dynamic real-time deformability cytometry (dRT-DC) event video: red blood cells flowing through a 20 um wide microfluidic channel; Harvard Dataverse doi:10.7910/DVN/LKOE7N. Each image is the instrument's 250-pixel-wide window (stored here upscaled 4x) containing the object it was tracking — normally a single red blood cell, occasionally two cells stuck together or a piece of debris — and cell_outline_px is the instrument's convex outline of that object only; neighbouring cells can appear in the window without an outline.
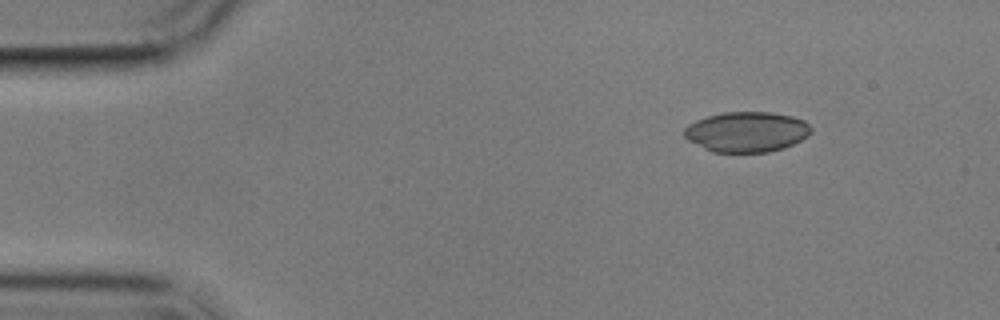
{"species": "common noctule bat (a hibernating species)", "species_latin": "Nyctalus noctula", "temperature_condition": "cold", "stored_images_in_passage": 8, "camera_frame_rate_fps": 3000, "um_per_image_px": 0.085, "animal": {"sex": "male", "body_mass_g": 17.9}, "frame": {"image": 1, "passage_image": 1, "time_ms": 0.0, "image_size_px": [1000, 320], "cell_outline_px": [[812, 132], [808, 136], [784, 148], [768, 152], [712, 152], [688, 140], [684, 136], [684, 128], [688, 124], [696, 120], [708, 116], [724, 112], [768, 112], [792, 116], [804, 120], [812, 128]], "centroid_in_image_um": [63.47, 11.21], "position_along_channel_um": 21.5, "area_um2": 29.77}}
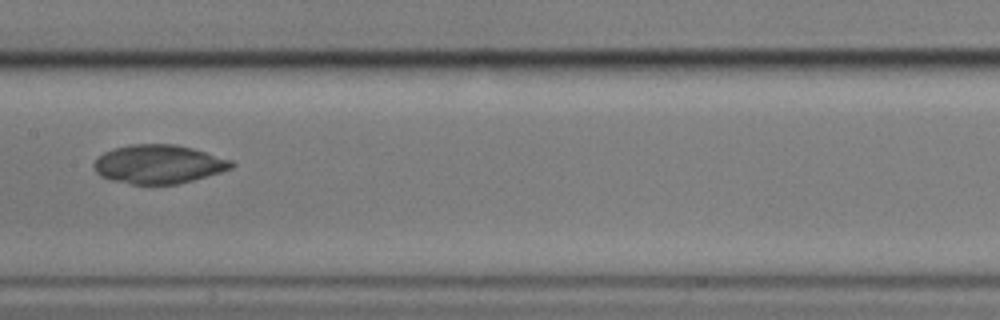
{"frame": {"image": 2, "passage_image": 7, "time_ms": 7.0, "image_size_px": [1000, 320], "cell_outline_px": [[236, 164], [232, 168], [220, 172], [192, 180], [176, 184], [128, 184], [112, 180], [100, 176], [96, 172], [92, 164], [104, 152], [116, 148], [132, 144], [176, 144], [192, 148], [232, 160]], "centroid_in_image_um": [13.48, 13.96], "position_along_channel_um": 193.9, "area_um2": 30.92}}
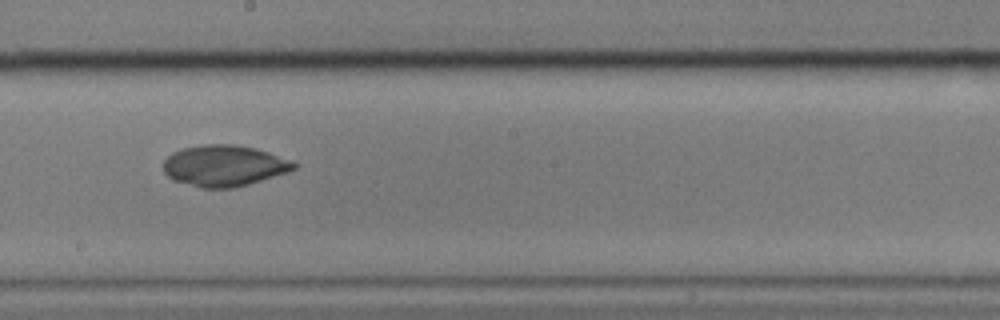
{"frame": {"image": 3, "passage_image": 8, "time_ms": 8.0, "image_size_px": [1000, 320], "cell_outline_px": [[300, 164], [296, 168], [288, 172], [248, 184], [232, 188], [200, 188], [172, 180], [164, 172], [164, 160], [172, 152], [180, 148], [204, 144], [232, 144], [256, 148], [268, 152]], "centroid_in_image_um": [19.03, 14.08], "position_along_channel_um": 229.2, "area_um2": 31.44}}